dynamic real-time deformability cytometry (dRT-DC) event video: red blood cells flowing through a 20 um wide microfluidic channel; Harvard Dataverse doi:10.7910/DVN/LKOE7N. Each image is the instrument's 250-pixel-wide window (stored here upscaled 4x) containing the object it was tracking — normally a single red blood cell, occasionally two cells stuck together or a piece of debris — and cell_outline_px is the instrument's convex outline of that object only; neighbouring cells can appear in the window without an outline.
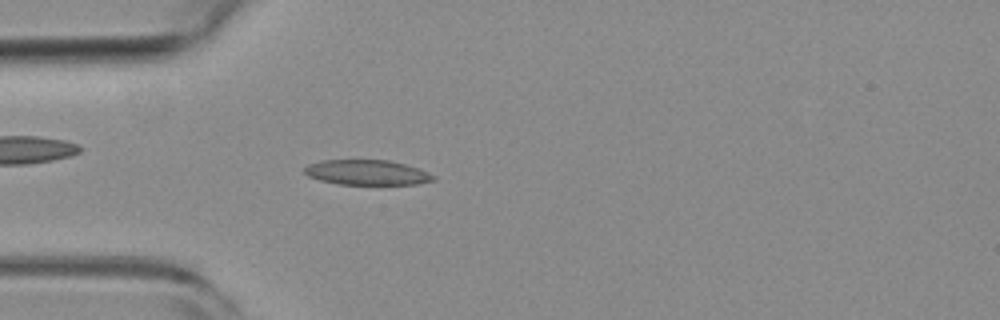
{"species": "common noctule bat (a hibernating species)", "species_latin": "Nyctalus noctula", "temperature_condition": "room temperature", "stored_images_in_passage": 39, "camera_frame_rate_fps": 3000, "um_per_image_px": 0.085, "animal": {"sex": "female", "body_mass_g": 19.3, "forearm_length_mm": 54.1}, "frame": {"image": 1, "passage_image": 14, "time_ms": 4.333, "image_size_px": [1000, 320], "cell_outline_px": [[436, 180], [420, 184], [336, 184], [320, 180], [308, 176], [304, 172], [304, 168], [308, 164], [320, 160], [388, 160], [420, 168], [436, 176]], "centroid_in_image_um": [31.21, 14.66], "position_along_channel_um": 53.8, "area_um2": 18.96}}
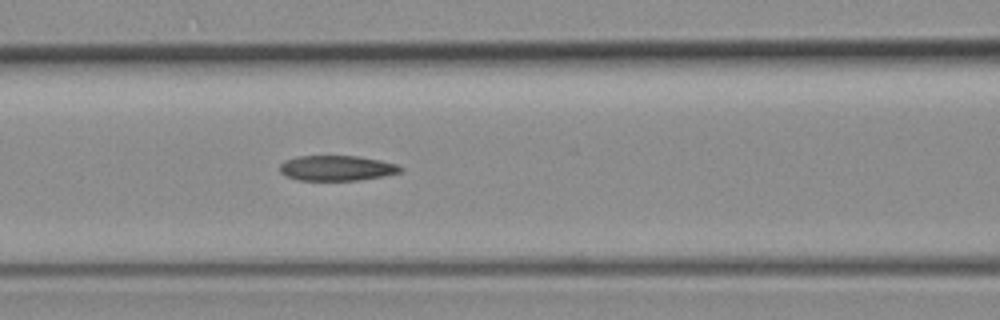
{"frame": {"image": 2, "passage_image": 21, "time_ms": 6.667, "image_size_px": [1000, 320], "cell_outline_px": [[404, 172], [384, 176], [360, 180], [296, 180], [284, 176], [280, 172], [280, 164], [284, 160], [296, 156], [356, 156], [380, 160], [396, 164], [404, 168]], "centroid_in_image_um": [28.62, 14.29], "position_along_channel_um": 138.0, "area_um2": 17.98}}
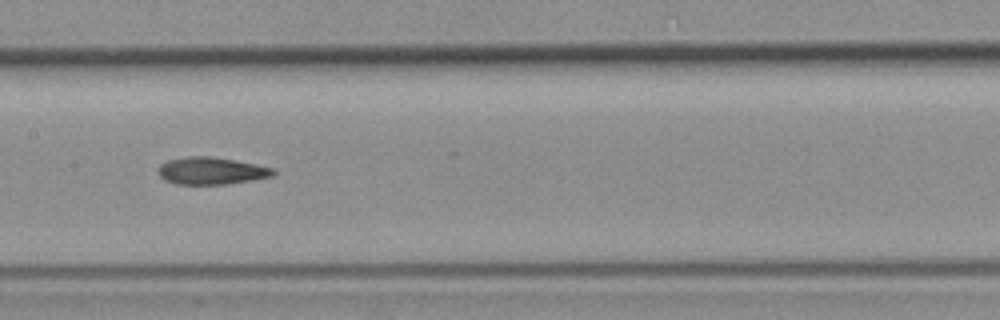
{"frame": {"image": 3, "passage_image": 25, "time_ms": 8.0, "image_size_px": [1000, 320], "cell_outline_px": [[276, 172], [272, 176], [252, 180], [224, 184], [176, 184], [164, 180], [156, 172], [160, 164], [168, 160], [188, 156], [208, 156], [256, 164], [272, 168]], "centroid_in_image_um": [17.91, 14.52], "position_along_channel_um": 189.5, "area_um2": 18.15}}